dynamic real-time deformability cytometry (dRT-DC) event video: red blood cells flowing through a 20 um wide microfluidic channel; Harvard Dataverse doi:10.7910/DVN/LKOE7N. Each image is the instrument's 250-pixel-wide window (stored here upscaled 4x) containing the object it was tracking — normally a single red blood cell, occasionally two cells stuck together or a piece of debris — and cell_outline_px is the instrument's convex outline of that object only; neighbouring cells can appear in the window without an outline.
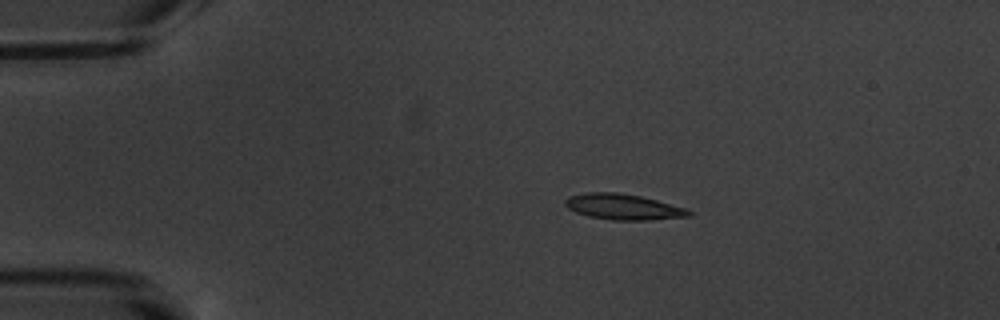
{"species": "common noctule bat (a hibernating species)", "species_latin": "Nyctalus noctula", "temperature_condition": "warm", "stored_images_in_passage": 6, "camera_frame_rate_fps": 3000, "um_per_image_px": 0.085, "animal": {"sex": "male", "body_mass_g": 20.1, "forearm_length_mm": 53.5}, "frame": {"image": 1, "passage_image": 3, "time_ms": 2.333, "image_size_px": [1000, 320], "cell_outline_px": [[692, 216], [652, 220], [612, 220], [588, 216], [576, 212], [568, 208], [564, 204], [564, 200], [568, 196], [584, 192], [616, 192], [640, 196], [688, 208], [692, 212]], "centroid_in_image_um": [52.98, 17.58], "position_along_channel_um": 32.0, "area_um2": 18.73}}
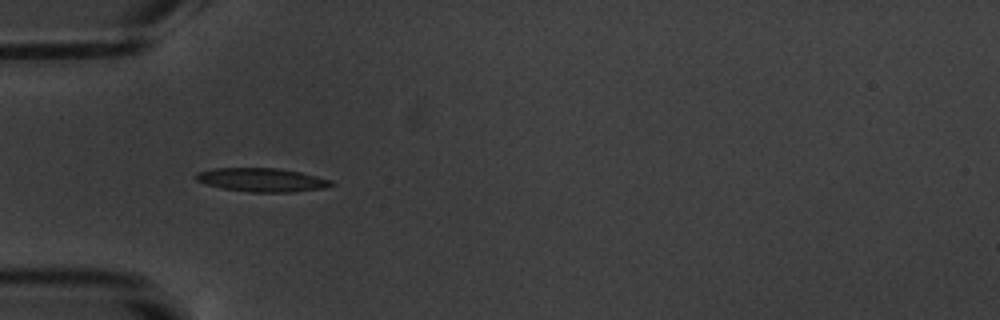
{"frame": {"image": 2, "passage_image": 5, "time_ms": 4.667, "image_size_px": [1000, 320], "cell_outline_px": [[336, 184], [324, 188], [292, 192], [248, 192], [224, 188], [208, 184], [196, 180], [196, 172], [212, 168], [280, 168], [300, 172], [332, 180]], "centroid_in_image_um": [22.29, 15.28], "position_along_channel_um": 62.7, "area_um2": 18.61}}